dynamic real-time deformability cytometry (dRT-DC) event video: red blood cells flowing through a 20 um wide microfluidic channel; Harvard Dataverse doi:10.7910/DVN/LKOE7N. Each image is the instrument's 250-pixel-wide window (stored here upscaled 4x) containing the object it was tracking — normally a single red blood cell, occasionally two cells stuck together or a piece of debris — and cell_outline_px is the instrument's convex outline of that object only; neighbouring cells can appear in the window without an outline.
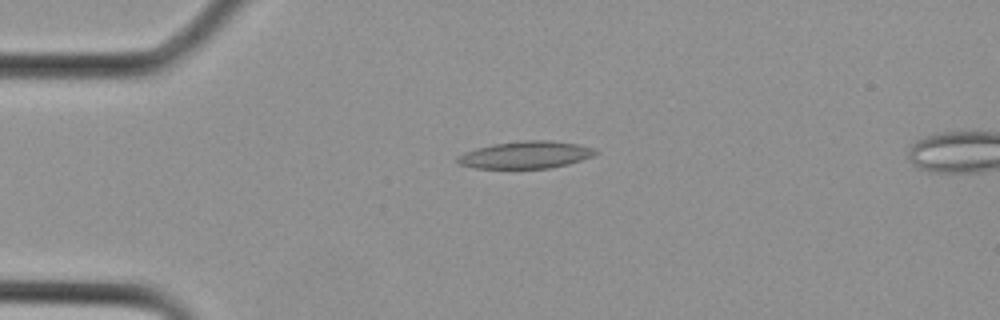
{"species": "Egyptian fruit bat (a non-hibernating species)", "species_latin": "Rousettus aegyptiacus", "temperature_condition": "cold", "stored_images_in_passage": 16, "camera_frame_rate_fps": 3000, "um_per_image_px": 0.085, "animal": {"sex": "female"}, "frame": {"image": 1, "passage_image": 6, "time_ms": 1.667, "image_size_px": [1000, 320], "cell_outline_px": [[600, 152], [596, 156], [568, 164], [548, 168], [476, 168], [460, 164], [456, 160], [456, 156], [464, 152], [476, 148], [492, 144], [520, 140], [548, 140], [576, 144], [596, 148]], "centroid_in_image_um": [44.72, 13.15], "position_along_channel_um": 40.3, "area_um2": 22.08}}
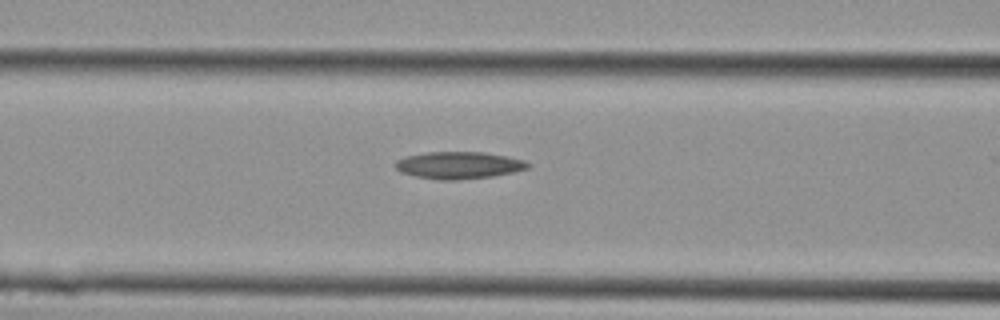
{"frame": {"image": 2, "passage_image": 11, "time_ms": 3.333, "image_size_px": [1000, 320], "cell_outline_px": [[532, 164], [528, 168], [512, 172], [492, 176], [456, 180], [440, 180], [416, 176], [400, 172], [396, 168], [396, 160], [404, 156], [428, 152], [484, 152], [524, 160]], "centroid_in_image_um": [38.98, 14.04], "position_along_channel_um": 127.6, "area_um2": 20.81}}
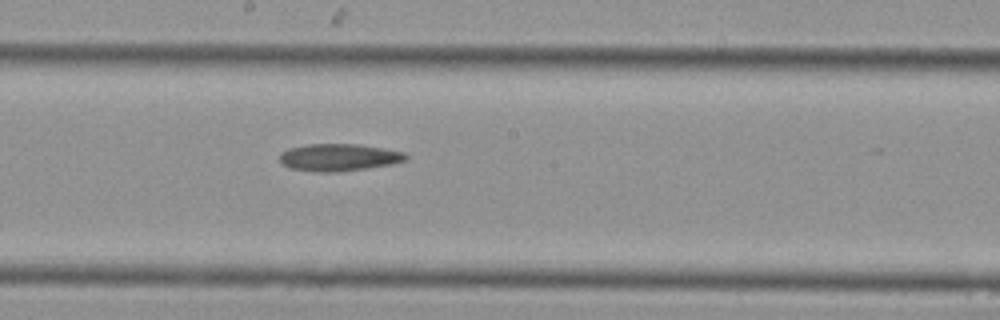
{"frame": {"image": 3, "passage_image": 15, "time_ms": 4.667, "image_size_px": [1000, 320], "cell_outline_px": [[408, 160], [392, 164], [368, 168], [340, 172], [312, 172], [288, 168], [280, 160], [280, 152], [288, 148], [308, 144], [356, 144], [384, 148], [404, 152], [408, 156]], "centroid_in_image_um": [28.8, 13.38], "position_along_channel_um": 219.4, "area_um2": 20.29}}